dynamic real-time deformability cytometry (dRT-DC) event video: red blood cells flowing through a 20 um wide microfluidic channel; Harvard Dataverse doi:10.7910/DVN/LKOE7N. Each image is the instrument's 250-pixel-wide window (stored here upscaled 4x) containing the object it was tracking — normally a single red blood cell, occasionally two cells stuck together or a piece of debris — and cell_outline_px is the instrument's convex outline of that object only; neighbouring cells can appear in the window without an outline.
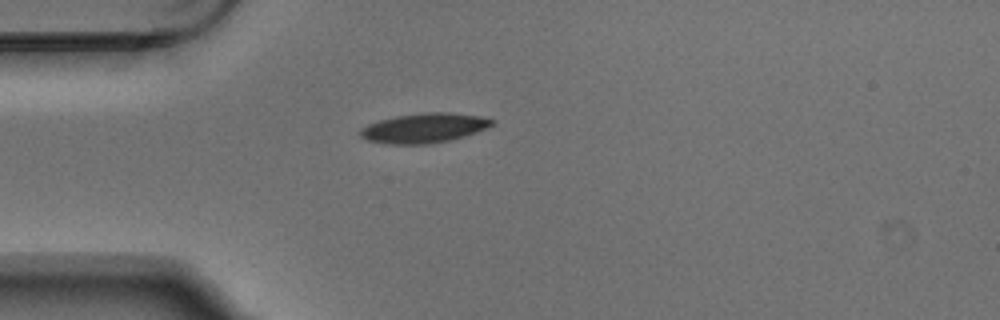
{"species": "Egyptian fruit bat (a non-hibernating species)", "species_latin": "Rousettus aegyptiacus", "temperature_condition": "warm", "stored_images_in_passage": 2, "camera_frame_rate_fps": 3000, "um_per_image_px": 0.085, "animal": {"sex": "male"}, "frame": {"image": 1, "passage_image": 2, "time_ms": 0.333, "image_size_px": [1000, 320], "cell_outline_px": [[496, 120], [488, 128], [464, 136], [432, 144], [388, 144], [368, 140], [360, 136], [360, 128], [368, 124], [380, 120], [396, 116], [424, 112], [448, 112], [480, 116]], "centroid_in_image_um": [36.05, 10.88], "position_along_channel_um": 48.9, "area_um2": 22.72}}